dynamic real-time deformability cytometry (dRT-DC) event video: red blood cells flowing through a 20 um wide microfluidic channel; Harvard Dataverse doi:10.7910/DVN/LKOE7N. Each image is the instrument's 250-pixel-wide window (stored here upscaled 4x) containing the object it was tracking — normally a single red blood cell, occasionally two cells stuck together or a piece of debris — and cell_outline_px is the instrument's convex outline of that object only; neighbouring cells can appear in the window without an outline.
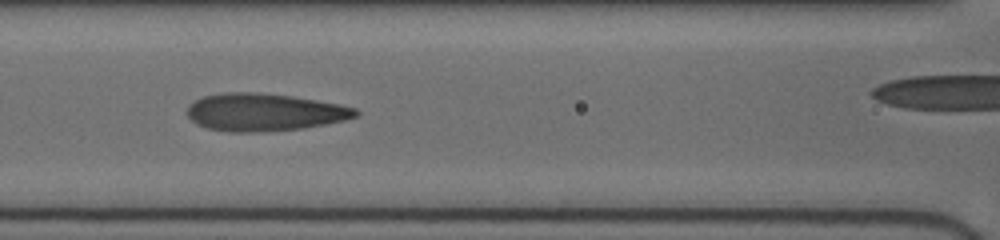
{"species": "human", "species_latin": "Homo sapiens", "temperature_condition": "cold", "stored_images_in_passage": 13, "camera_frame_rate_fps": 3000, "um_per_image_px": 0.085, "donor": {"sex": "female"}, "frame": {"image": 1, "passage_image": 4, "time_ms": 3.0, "image_size_px": [1000, 240], "cell_outline_px": [[360, 112], [356, 116], [344, 120], [304, 128], [260, 132], [228, 132], [208, 128], [196, 124], [188, 116], [188, 108], [196, 100], [204, 96], [224, 92], [260, 92], [292, 96], [340, 104], [356, 108]], "centroid_in_image_um": [22.48, 9.53], "position_along_channel_um": 144.1, "area_um2": 36.82}}
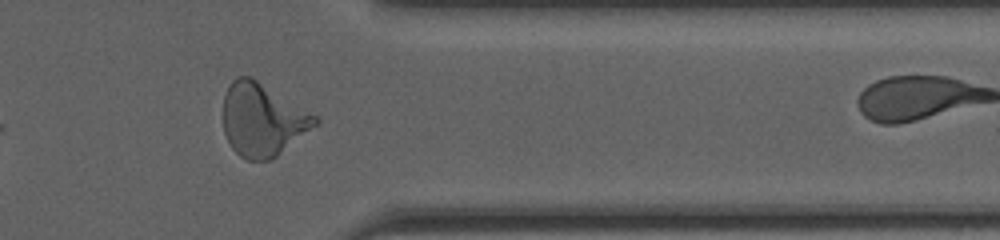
{"frame": {"image": 2, "passage_image": 11, "time_ms": 9.333, "image_size_px": [1000, 240], "cell_outline_px": [[320, 120], [316, 124], [272, 160], [248, 160], [240, 156], [232, 148], [224, 132], [224, 96], [232, 80], [236, 76], [252, 76], [316, 116]], "centroid_in_image_um": [22.28, 10.17], "position_along_channel_um": 389.1, "area_um2": 38.49}}